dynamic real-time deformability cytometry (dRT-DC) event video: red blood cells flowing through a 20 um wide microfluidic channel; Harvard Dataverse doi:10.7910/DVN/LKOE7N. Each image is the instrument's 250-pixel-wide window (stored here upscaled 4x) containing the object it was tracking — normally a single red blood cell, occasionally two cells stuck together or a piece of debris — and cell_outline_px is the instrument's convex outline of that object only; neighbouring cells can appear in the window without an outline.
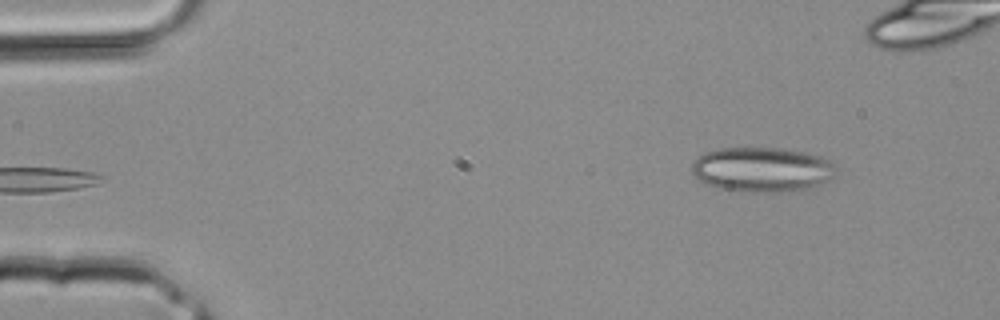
{"species": "common noctule bat (a hibernating species)", "species_latin": "Nyctalus noctula", "temperature_condition": "room temperature", "stored_images_in_passage": 3, "camera_frame_rate_fps": 3000, "um_per_image_px": 0.085, "animal": {"sex": "male", "body_mass_g": 20.4}, "frame": {"image": 1, "passage_image": 1, "time_ms": 0.0, "image_size_px": [1000, 320], "cell_outline_px": [[832, 176], [812, 188], [788, 192], [736, 192], [716, 188], [704, 184], [692, 172], [692, 164], [696, 156], [704, 152], [716, 148], [776, 148], [804, 152], [820, 156], [828, 160], [832, 164]], "centroid_in_image_um": [64.67, 14.42], "position_along_channel_um": 20.3, "area_um2": 37.74}}